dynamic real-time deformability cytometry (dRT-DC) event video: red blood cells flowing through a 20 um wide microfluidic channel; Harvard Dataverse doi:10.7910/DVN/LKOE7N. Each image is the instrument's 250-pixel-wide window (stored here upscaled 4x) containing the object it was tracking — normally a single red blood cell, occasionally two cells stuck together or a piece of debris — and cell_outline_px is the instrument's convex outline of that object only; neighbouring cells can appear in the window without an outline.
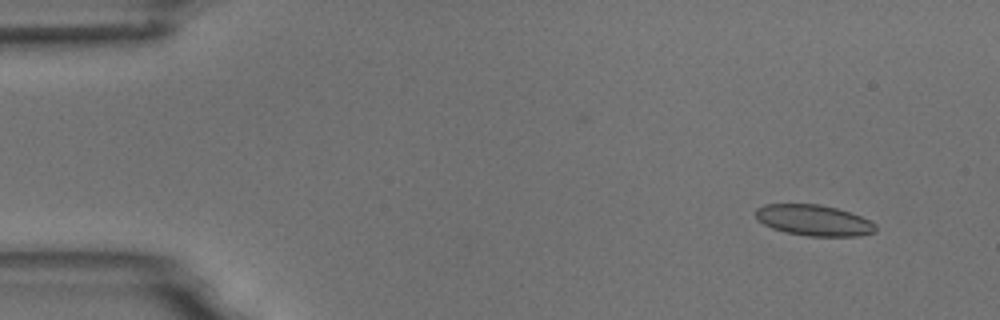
{"species": "common noctule bat (a hibernating species)", "species_latin": "Nyctalus noctula", "temperature_condition": "room temperature", "stored_images_in_passage": 4, "camera_frame_rate_fps": 3000, "um_per_image_px": 0.085, "animal": {"sex": "male", "body_mass_g": 18.8}, "frame": {"image": 1, "passage_image": 1, "time_ms": 0.0, "image_size_px": [1000, 320], "cell_outline_px": [[876, 232], [860, 236], [808, 236], [784, 232], [772, 228], [756, 220], [756, 208], [764, 204], [820, 204], [836, 208], [860, 216], [876, 224]], "centroid_in_image_um": [69.16, 18.73], "position_along_channel_um": 15.8, "area_um2": 21.68}}
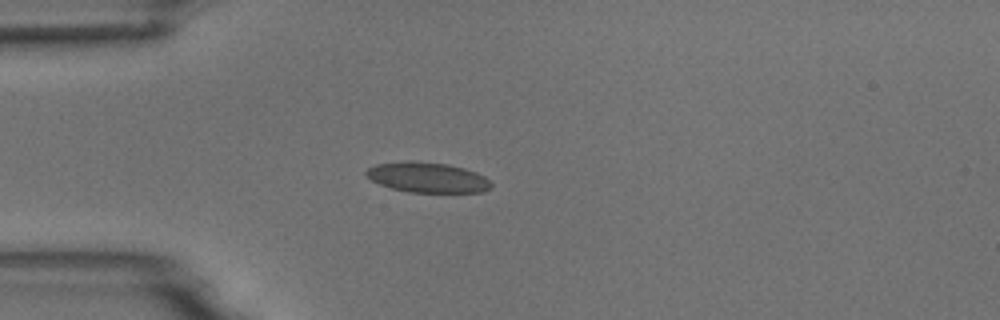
{"frame": {"image": 2, "passage_image": 3, "time_ms": 3.333, "image_size_px": [1000, 320], "cell_outline_px": [[492, 188], [484, 192], [408, 192], [392, 188], [380, 184], [372, 180], [364, 172], [368, 168], [376, 164], [408, 160], [412, 160], [448, 164], [464, 168], [476, 172], [484, 176], [492, 184]], "centroid_in_image_um": [36.35, 15.07], "position_along_channel_um": 48.7, "area_um2": 22.08}}